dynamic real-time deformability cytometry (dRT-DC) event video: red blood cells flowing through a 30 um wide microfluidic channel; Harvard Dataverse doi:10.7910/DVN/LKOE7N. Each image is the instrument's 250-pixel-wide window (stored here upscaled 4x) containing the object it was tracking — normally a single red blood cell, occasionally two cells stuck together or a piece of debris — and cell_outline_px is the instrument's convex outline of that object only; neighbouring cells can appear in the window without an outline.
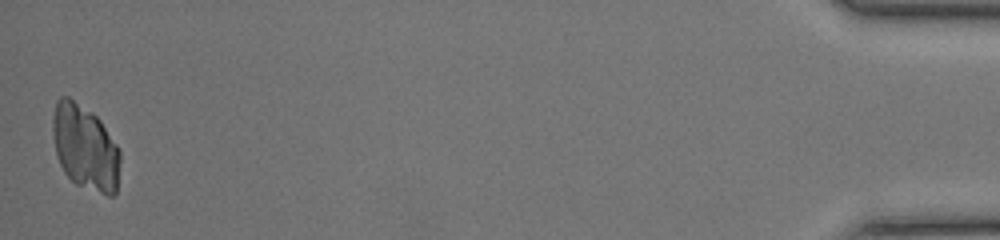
{"species": "common noctule bat (a hibernating species)", "species_latin": "Nyctalus noctula", "temperature_condition": "room temperature", "stored_images_in_passage": 35, "camera_frame_rate_fps": 3000, "um_per_image_px": 0.085, "animal": {"sex": "female", "body_mass_g": 17.0, "forearm_length_mm": 48.0}, "frame": {"image": 1, "passage_image": 35, "time_ms": 11.333, "image_size_px": [1000, 240], "cell_outline_px": [[120, 160], [116, 192], [112, 196], [108, 196], [76, 184], [64, 172], [56, 156], [52, 132], [52, 116], [56, 100], [60, 96], [68, 96], [92, 112], [100, 120], [116, 144], [120, 152]], "centroid_in_image_um": [7.21, 12.52], "position_along_channel_um": 428.0, "area_um2": 33.58}}